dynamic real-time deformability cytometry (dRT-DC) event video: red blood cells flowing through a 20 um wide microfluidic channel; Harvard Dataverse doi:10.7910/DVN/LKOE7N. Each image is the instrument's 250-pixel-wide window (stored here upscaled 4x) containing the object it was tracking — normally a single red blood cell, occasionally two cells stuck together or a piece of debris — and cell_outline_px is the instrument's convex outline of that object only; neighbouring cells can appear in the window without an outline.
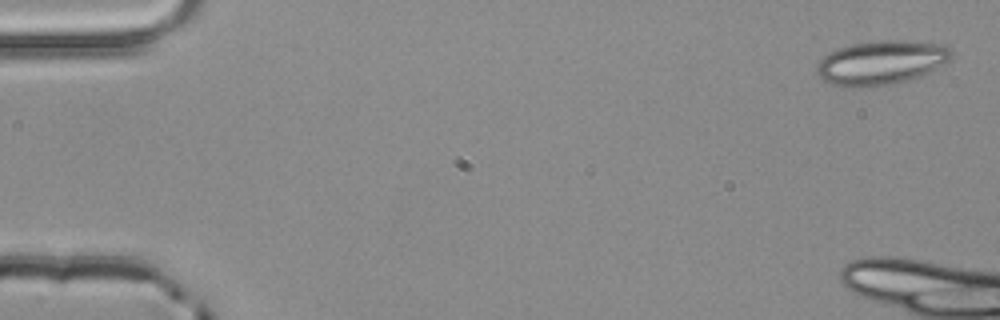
{"species": "common noctule bat (a hibernating species)", "species_latin": "Nyctalus noctula", "temperature_condition": "room temperature", "stored_images_in_passage": 3, "camera_frame_rate_fps": 3000, "um_per_image_px": 0.085, "animal": {"sex": "male", "body_mass_g": 20.4}, "frame": {"image": 1, "passage_image": 1, "time_ms": 0.0, "image_size_px": [1000, 320], "cell_outline_px": [[952, 56], [948, 60], [936, 68], [908, 80], [868, 88], [852, 88], [832, 84], [824, 80], [816, 72], [816, 64], [824, 56], [840, 48], [852, 44], [880, 40], [904, 40], [940, 44], [948, 48], [952, 52]], "centroid_in_image_um": [74.86, 5.33], "position_along_channel_um": 10.1, "area_um2": 34.28}}